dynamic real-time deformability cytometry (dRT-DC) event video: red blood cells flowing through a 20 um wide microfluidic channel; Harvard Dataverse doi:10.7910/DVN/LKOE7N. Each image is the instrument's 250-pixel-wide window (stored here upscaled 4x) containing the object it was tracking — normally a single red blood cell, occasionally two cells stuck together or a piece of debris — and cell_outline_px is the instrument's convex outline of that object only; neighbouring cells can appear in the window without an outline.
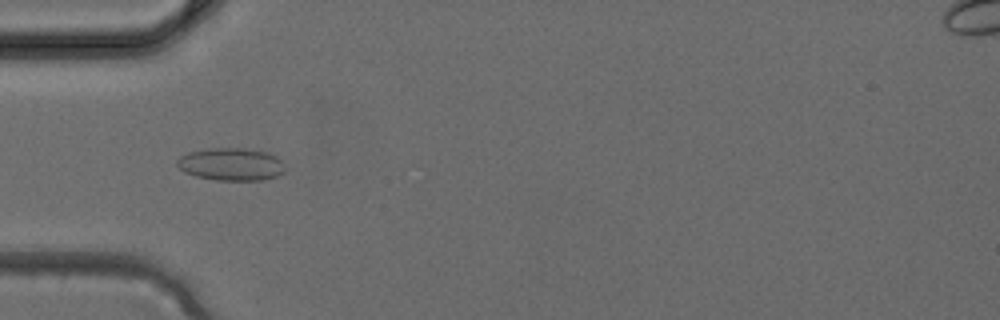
{"species": "common noctule bat (a hibernating species)", "species_latin": "Nyctalus noctula", "temperature_condition": "cold", "stored_images_in_passage": 4, "camera_frame_rate_fps": 3000, "um_per_image_px": 0.085, "animal": {"sex": "female", "body_mass_g": 24.6, "forearm_length_mm": 56.2}, "frame": {"image": 1, "passage_image": 3, "time_ms": 0.667, "image_size_px": [1000, 320], "cell_outline_px": [[284, 172], [276, 176], [260, 180], [216, 180], [196, 176], [184, 172], [176, 164], [176, 160], [180, 156], [188, 152], [208, 148], [244, 148], [268, 152], [276, 156], [284, 164]], "centroid_in_image_um": [19.63, 13.95], "position_along_channel_um": 65.4, "area_um2": 20.58}}